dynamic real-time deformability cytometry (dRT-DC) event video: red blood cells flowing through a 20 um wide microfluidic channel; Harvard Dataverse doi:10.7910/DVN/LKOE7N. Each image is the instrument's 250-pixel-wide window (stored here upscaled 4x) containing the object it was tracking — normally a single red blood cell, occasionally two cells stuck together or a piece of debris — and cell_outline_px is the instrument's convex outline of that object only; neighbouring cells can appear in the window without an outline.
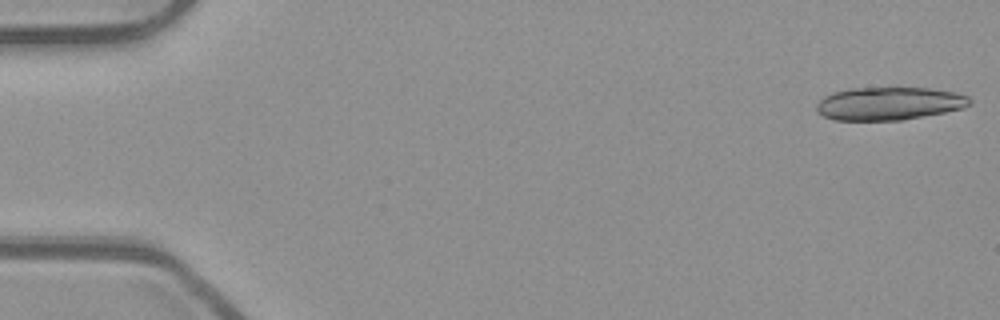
{"species": "common noctule bat (a hibernating species)", "species_latin": "Nyctalus noctula", "temperature_condition": "room temperature", "stored_images_in_passage": 18, "camera_frame_rate_fps": 3000, "um_per_image_px": 0.085, "animal": {"sex": "male", "body_mass_g": 23.1, "forearm_length_mm": 52.7}, "frame": {"image": 1, "passage_image": 1, "time_ms": 0.0, "image_size_px": [1000, 320], "cell_outline_px": [[972, 104], [964, 108], [944, 112], [900, 120], [836, 120], [824, 116], [816, 112], [816, 104], [824, 96], [832, 92], [852, 88], [928, 88], [952, 92], [968, 96], [972, 100]], "centroid_in_image_um": [75.55, 8.8], "position_along_channel_um": 9.4, "area_um2": 29.36}}